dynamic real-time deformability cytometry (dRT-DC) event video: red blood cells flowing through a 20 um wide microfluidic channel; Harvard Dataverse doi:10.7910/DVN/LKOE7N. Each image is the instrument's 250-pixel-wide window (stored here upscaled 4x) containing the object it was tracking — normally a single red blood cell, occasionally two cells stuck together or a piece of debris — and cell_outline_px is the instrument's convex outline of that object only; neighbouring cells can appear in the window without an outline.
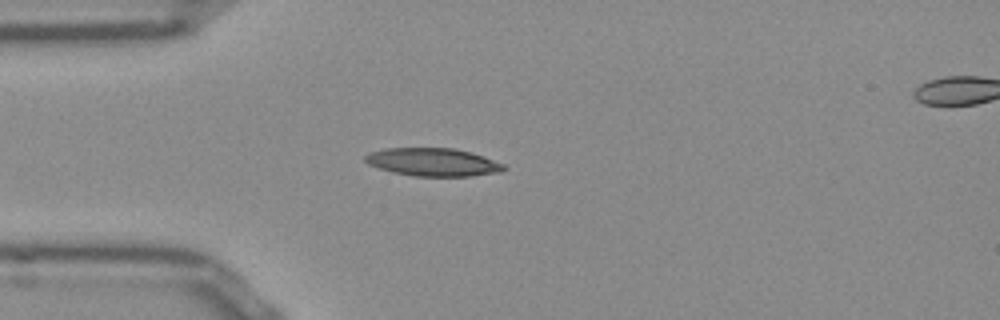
{"species": "Egyptian fruit bat (a non-hibernating species)", "species_latin": "Rousettus aegyptiacus", "temperature_condition": "room temperature", "stored_images_in_passage": 48, "camera_frame_rate_fps": 3000, "um_per_image_px": 0.085, "frame": {"image": 1, "passage_image": 10, "time_ms": 3.0, "image_size_px": [1000, 320], "cell_outline_px": [[504, 168], [500, 172], [468, 176], [412, 176], [392, 172], [368, 164], [364, 160], [364, 156], [368, 152], [384, 148], [452, 148], [468, 152], [504, 164]], "centroid_in_image_um": [36.71, 13.78], "position_along_channel_um": 48.3, "area_um2": 22.37}}
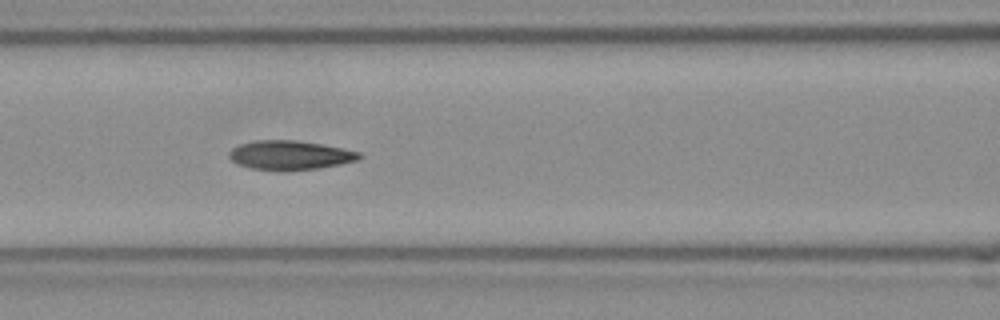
{"frame": {"image": 2, "passage_image": 18, "time_ms": 5.667, "image_size_px": [1000, 320], "cell_outline_px": [[364, 156], [356, 160], [340, 164], [320, 168], [252, 168], [236, 164], [228, 156], [228, 152], [232, 148], [240, 144], [256, 140], [296, 140], [344, 148], [360, 152]], "centroid_in_image_um": [24.66, 13.15], "position_along_channel_um": 141.9, "area_um2": 21.44}}
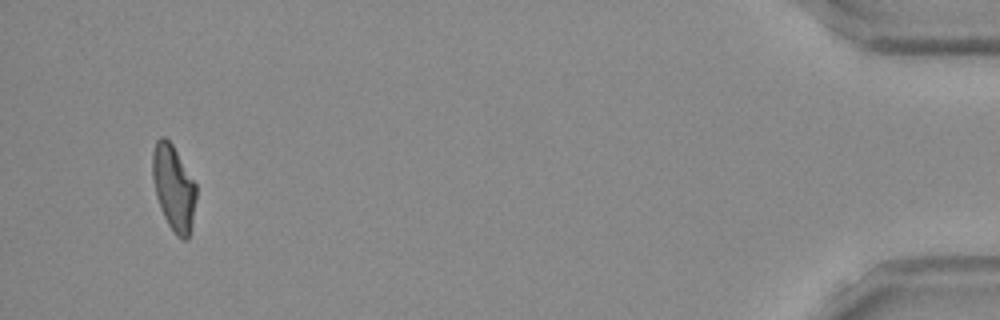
{"frame": {"image": 3, "passage_image": 46, "time_ms": 15.0, "image_size_px": [1000, 320], "cell_outline_px": [[196, 196], [192, 220], [188, 240], [184, 240], [176, 236], [168, 224], [160, 208], [156, 196], [152, 176], [152, 152], [156, 140], [160, 136], [164, 136], [172, 144], [196, 184]], "centroid_in_image_um": [14.74, 15.95], "position_along_channel_um": 420.5, "area_um2": 21.68}, "authors_computed_cell_mechanics": {"area_um2": 21.9062, "velocity_mm_per_s": 3.8733, "shape_relaxation_time_tau1_ms": null, "shape_relaxation_time_tau2_ms": 2.4757, "deformation_change_tau1": null, "deformation_change_tau2": 0.091}}